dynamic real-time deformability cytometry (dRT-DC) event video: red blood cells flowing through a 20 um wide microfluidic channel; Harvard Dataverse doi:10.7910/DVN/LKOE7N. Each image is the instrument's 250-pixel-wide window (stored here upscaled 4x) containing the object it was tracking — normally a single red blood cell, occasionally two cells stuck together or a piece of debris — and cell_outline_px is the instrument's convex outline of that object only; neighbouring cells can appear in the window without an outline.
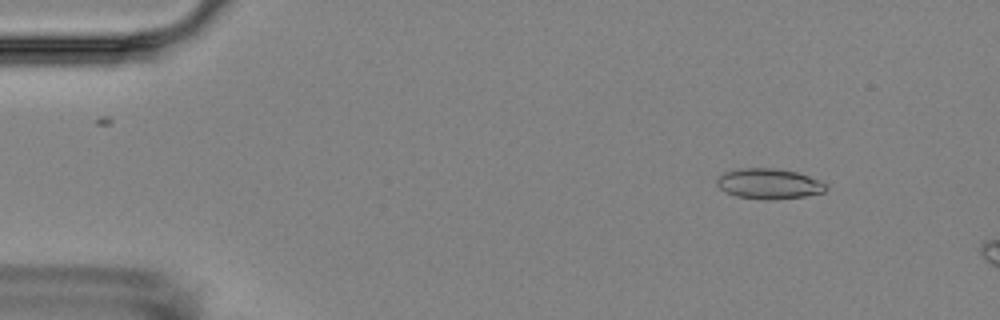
{"species": "Egyptian fruit bat (a non-hibernating species)", "species_latin": "Rousettus aegyptiacus", "temperature_condition": "room temperature", "stored_images_in_passage": 5, "camera_frame_rate_fps": 3000, "um_per_image_px": 0.085, "animal": {"sex": "female"}, "frame": {"image": 1, "passage_image": 3, "time_ms": 2.0, "image_size_px": [1000, 320], "cell_outline_px": [[828, 188], [824, 192], [804, 196], [772, 200], [764, 200], [736, 196], [720, 188], [716, 184], [716, 180], [724, 172], [740, 168], [776, 168], [796, 172], [820, 180], [828, 184]], "centroid_in_image_um": [65.38, 15.62], "position_along_channel_um": 19.6, "area_um2": 19.36}}